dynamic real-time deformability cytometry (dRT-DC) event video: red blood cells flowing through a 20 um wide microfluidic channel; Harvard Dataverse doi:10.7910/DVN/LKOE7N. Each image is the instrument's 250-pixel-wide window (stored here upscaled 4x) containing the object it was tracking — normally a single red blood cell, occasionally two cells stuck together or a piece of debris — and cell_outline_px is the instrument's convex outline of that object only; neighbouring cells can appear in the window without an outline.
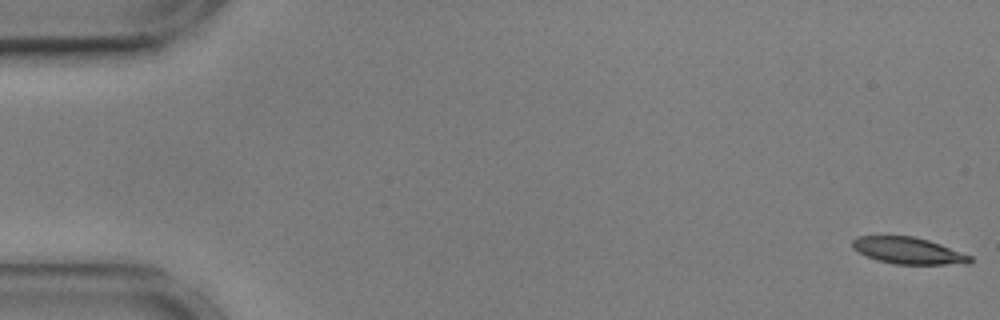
{"species": "common noctule bat (a hibernating species)", "species_latin": "Nyctalus noctula", "temperature_condition": "cold", "stored_images_in_passage": 55, "camera_frame_rate_fps": 3000, "um_per_image_px": 0.085, "animal": {"sex": "male", "body_mass_g": 17.9, "forearm_length_mm": 54.2}, "frame": {"image": 1, "passage_image": 1, "time_ms": 0.0, "image_size_px": [1000, 320], "cell_outline_px": [[972, 260], [968, 264], [896, 264], [876, 260], [852, 248], [852, 240], [856, 236], [912, 236], [928, 240], [940, 244], [972, 256]], "centroid_in_image_um": [77.2, 21.3], "position_along_channel_um": 7.8, "area_um2": 18.15}}
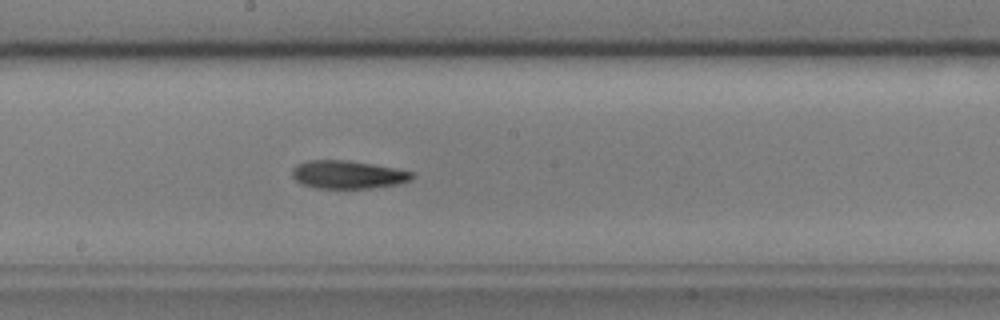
{"frame": {"image": 2, "passage_image": 30, "time_ms": 9.667, "image_size_px": [1000, 320], "cell_outline_px": [[416, 176], [412, 180], [396, 184], [372, 188], [316, 188], [300, 184], [292, 176], [292, 168], [296, 164], [308, 160], [348, 160], [396, 168], [416, 172]], "centroid_in_image_um": [29.58, 14.84], "position_along_channel_um": 218.6, "area_um2": 19.88}}
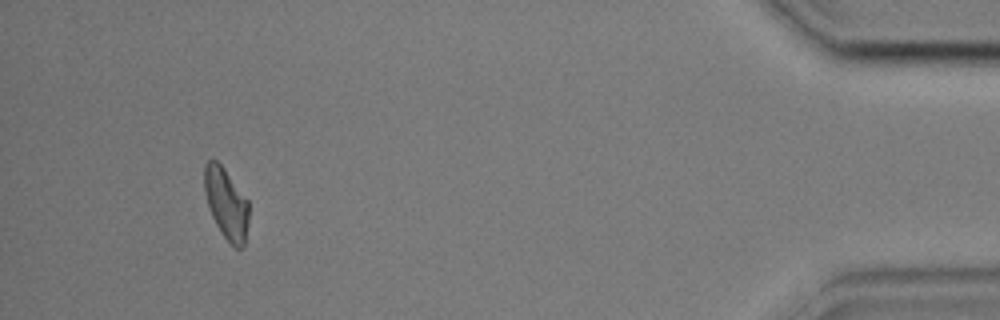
{"frame": {"image": 3, "passage_image": 52, "time_ms": 17.0, "image_size_px": [1000, 320], "cell_outline_px": [[248, 220], [244, 244], [240, 248], [236, 248], [224, 236], [216, 224], [208, 208], [204, 192], [204, 164], [208, 160], [216, 160], [224, 168], [248, 200]], "centroid_in_image_um": [19.21, 17.26], "position_along_channel_um": 416.0, "area_um2": 18.21}, "authors_computed_cell_mechanics": {"area_um2": 19.3052, "velocity_mm_per_s": 3.5996, "shape_relaxation_time_tau1_ms": 5.7348, "shape_relaxation_time_tau2_ms": null, "deformation_change_tau1": 0.1746, "deformation_change_tau2": null}}